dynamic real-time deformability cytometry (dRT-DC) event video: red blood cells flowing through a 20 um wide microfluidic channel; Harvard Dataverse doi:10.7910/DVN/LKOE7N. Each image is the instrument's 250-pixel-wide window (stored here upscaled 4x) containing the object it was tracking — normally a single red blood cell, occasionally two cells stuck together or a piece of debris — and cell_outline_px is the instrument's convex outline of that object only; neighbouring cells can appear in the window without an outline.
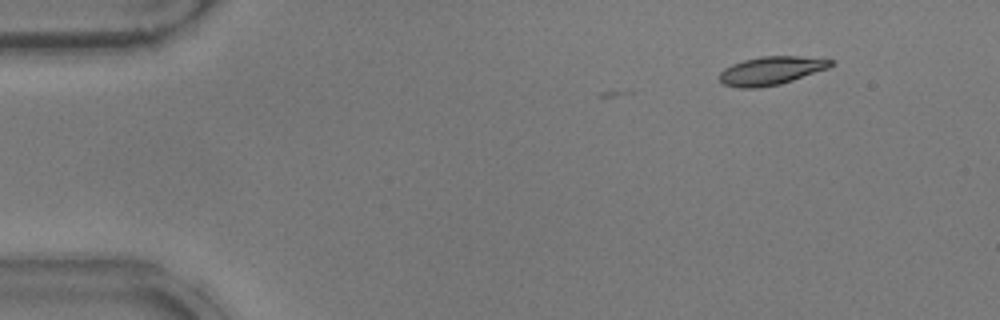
{"species": "common noctule bat (a hibernating species)", "species_latin": "Nyctalus noctula", "temperature_condition": "warm", "stored_images_in_passage": 9, "camera_frame_rate_fps": 3000, "um_per_image_px": 0.085, "animal": {"sex": "male", "body_mass_g": 17.9}, "frame": {"image": 1, "passage_image": 9, "time_ms": 2.667, "image_size_px": [1000, 320], "cell_outline_px": [[836, 60], [828, 68], [780, 84], [760, 88], [740, 88], [724, 84], [720, 80], [720, 72], [724, 68], [732, 64], [744, 60], [760, 56], [800, 56]], "centroid_in_image_um": [65.54, 6.0], "position_along_channel_um": 19.5, "area_um2": 18.32}}